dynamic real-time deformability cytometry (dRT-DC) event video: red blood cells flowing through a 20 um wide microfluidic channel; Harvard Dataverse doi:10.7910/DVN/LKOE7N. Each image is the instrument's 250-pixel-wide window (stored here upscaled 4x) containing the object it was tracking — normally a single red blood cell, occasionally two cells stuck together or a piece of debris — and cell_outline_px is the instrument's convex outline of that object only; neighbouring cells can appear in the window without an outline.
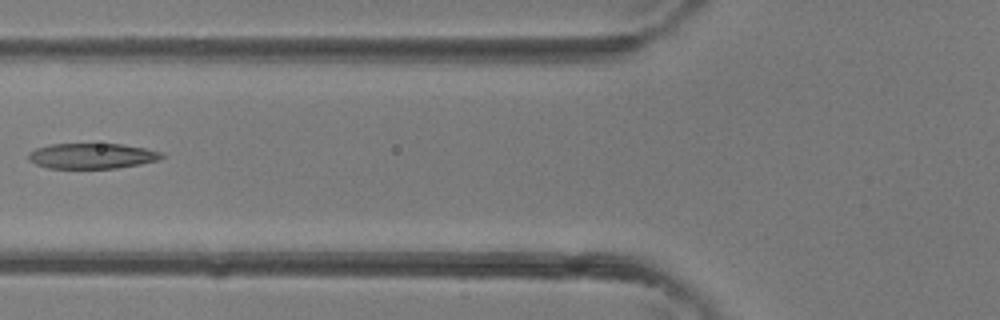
{"species": "common noctule bat (a hibernating species)", "species_latin": "Nyctalus noctula", "temperature_condition": "room temperature", "stored_images_in_passage": 2, "camera_frame_rate_fps": 3000, "um_per_image_px": 0.085, "animal": {"sex": "female"}, "frame": {"image": 1, "passage_image": 2, "time_ms": 0.333, "image_size_px": [1000, 320], "cell_outline_px": [[164, 156], [156, 160], [140, 164], [116, 168], [48, 168], [36, 164], [28, 160], [28, 152], [36, 148], [48, 144], [124, 144], [144, 148], [160, 152]], "centroid_in_image_um": [7.76, 13.25], "position_along_channel_um": 118.0, "area_um2": 19.65}}